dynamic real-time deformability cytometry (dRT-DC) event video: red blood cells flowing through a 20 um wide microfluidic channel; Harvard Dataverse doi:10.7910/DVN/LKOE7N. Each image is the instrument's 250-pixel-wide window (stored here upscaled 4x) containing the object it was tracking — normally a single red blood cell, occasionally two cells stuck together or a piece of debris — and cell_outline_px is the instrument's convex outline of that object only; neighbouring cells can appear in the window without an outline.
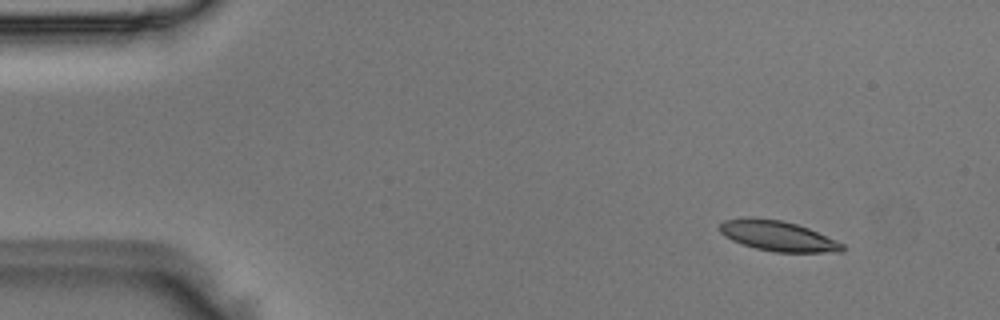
{"species": "Egyptian fruit bat (a non-hibernating species)", "species_latin": "Rousettus aegyptiacus", "temperature_condition": "room temperature", "stored_images_in_passage": 4, "camera_frame_rate_fps": 3000, "um_per_image_px": 0.085, "animal": {"sex": "male"}, "frame": {"image": 1, "passage_image": 2, "time_ms": 0.333, "image_size_px": [1000, 320], "cell_outline_px": [[844, 252], [776, 252], [756, 248], [732, 240], [724, 236], [720, 232], [720, 224], [724, 220], [744, 216], [752, 216], [784, 220], [808, 228], [836, 240], [844, 244]], "centroid_in_image_um": [66.1, 20.03], "position_along_channel_um": 18.9, "area_um2": 21.79}}